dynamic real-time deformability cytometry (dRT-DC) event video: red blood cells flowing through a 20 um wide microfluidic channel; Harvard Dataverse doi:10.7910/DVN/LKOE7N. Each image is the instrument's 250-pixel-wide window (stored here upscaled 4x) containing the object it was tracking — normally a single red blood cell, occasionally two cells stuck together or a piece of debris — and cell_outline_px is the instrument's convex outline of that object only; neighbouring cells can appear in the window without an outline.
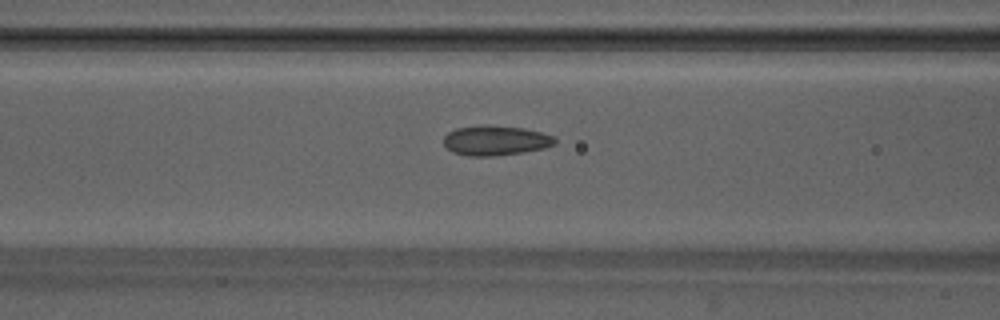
{"species": "Egyptian fruit bat (a non-hibernating species)", "species_latin": "Rousettus aegyptiacus", "temperature_condition": "warm", "stored_images_in_passage": 42, "camera_frame_rate_fps": 3000, "um_per_image_px": 0.085, "animal": {"sex": "male"}, "frame": {"image": 1, "passage_image": 13, "time_ms": 4.0, "image_size_px": [1000, 320], "cell_outline_px": [[556, 144], [544, 148], [496, 156], [468, 156], [452, 152], [444, 144], [444, 136], [448, 132], [456, 128], [484, 124], [488, 124], [524, 128], [556, 136]], "centroid_in_image_um": [42.12, 11.93], "position_along_channel_um": 124.5, "area_um2": 19.54}}
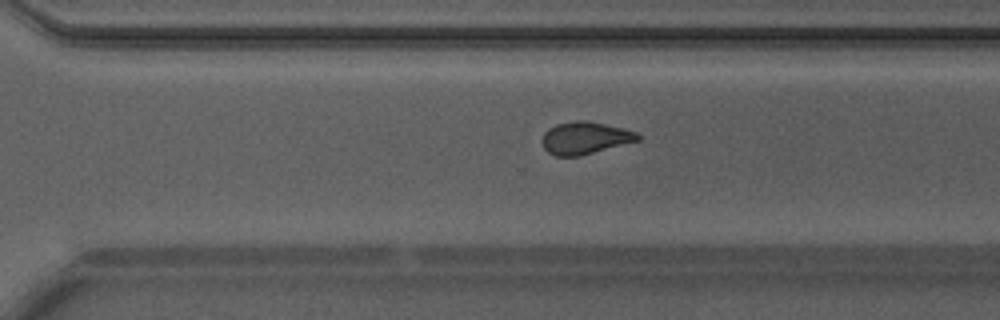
{"frame": {"image": 2, "passage_image": 27, "time_ms": 8.667, "image_size_px": [1000, 320], "cell_outline_px": [[640, 140], [580, 156], [556, 156], [548, 152], [544, 148], [540, 140], [544, 132], [548, 128], [556, 124], [576, 120], [588, 120], [624, 128], [636, 132], [640, 136]], "centroid_in_image_um": [49.7, 11.72], "position_along_channel_um": 320.9, "area_um2": 18.21}}
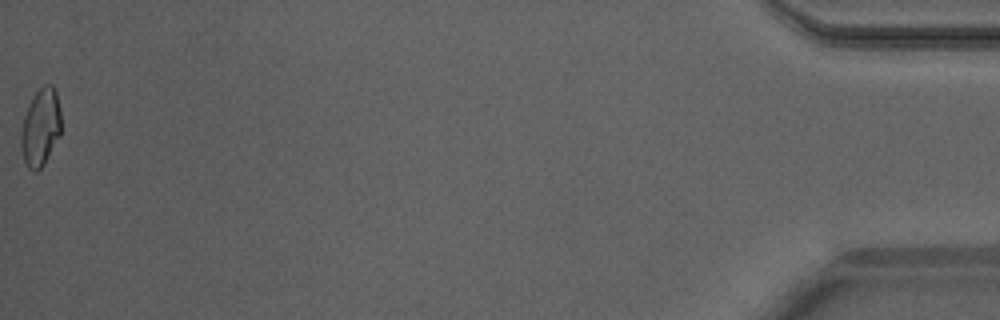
{"frame": {"image": 3, "passage_image": 42, "time_ms": 13.667, "image_size_px": [1000, 320], "cell_outline_px": [[60, 136], [44, 164], [36, 172], [32, 172], [28, 168], [24, 160], [20, 144], [20, 132], [24, 116], [32, 96], [44, 84], [52, 84], [56, 92], [60, 108]], "centroid_in_image_um": [3.44, 10.83], "position_along_channel_um": 431.8, "area_um2": 18.26}, "authors_computed_cell_mechanics": {"area_um2": 18.6116, "velocity_mm_per_s": 4.22, "shape_relaxation_time_tau1_ms": 9.6289, "shape_relaxation_time_tau2_ms": 1.7043, "deformation_change_tau1": 0.1893, "deformation_change_tau2": 0.0729}}